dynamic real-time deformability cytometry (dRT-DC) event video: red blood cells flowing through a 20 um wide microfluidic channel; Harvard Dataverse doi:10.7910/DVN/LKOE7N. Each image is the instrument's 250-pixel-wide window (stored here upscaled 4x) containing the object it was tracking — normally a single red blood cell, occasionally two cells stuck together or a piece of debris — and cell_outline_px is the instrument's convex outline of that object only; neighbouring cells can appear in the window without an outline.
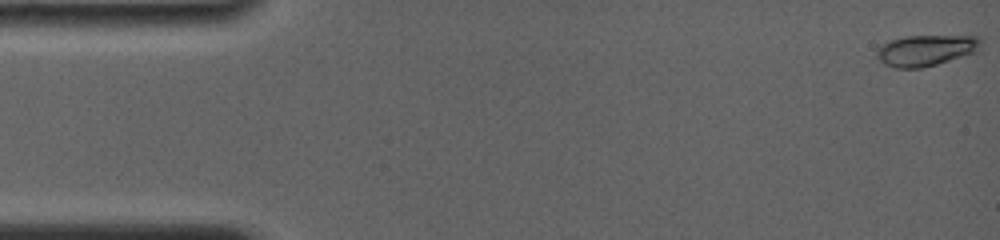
{"species": "common noctule bat (a hibernating species)", "species_latin": "Nyctalus noctula", "temperature_condition": "room temperature", "stored_images_in_passage": 40, "camera_frame_rate_fps": 4000, "um_per_image_px": 0.085, "animal": {"sex": "female", "body_mass_g": 19.0, "forearm_length_mm": 56.7}, "frame": {"image": 1, "passage_image": 1, "time_ms": 0.0, "image_size_px": [1000, 240], "cell_outline_px": [[980, 52], [936, 64], [920, 68], [896, 68], [884, 64], [876, 56], [876, 52], [880, 44], [888, 40], [904, 36], [976, 36], [980, 40]], "centroid_in_image_um": [78.69, 4.28], "position_along_channel_um": 6.3, "area_um2": 19.02}}
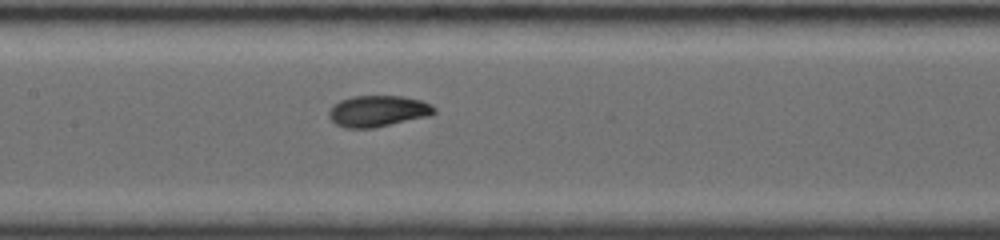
{"frame": {"image": 2, "passage_image": 18, "time_ms": 7.75, "image_size_px": [1000, 240], "cell_outline_px": [[436, 112], [428, 116], [372, 128], [344, 128], [336, 124], [328, 116], [328, 112], [332, 104], [340, 100], [352, 96], [400, 96], [420, 100], [432, 104], [436, 108]], "centroid_in_image_um": [32.09, 9.44], "position_along_channel_um": 175.3, "area_um2": 19.19}}
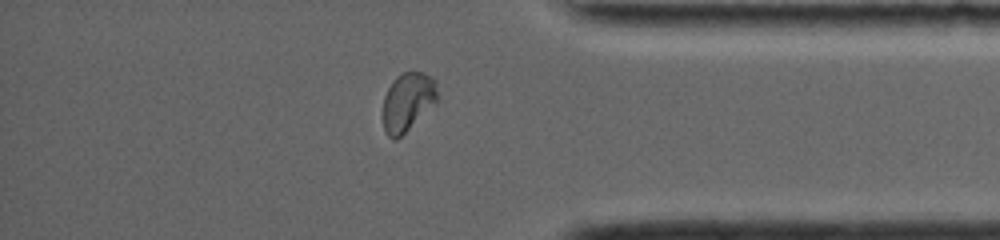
{"frame": {"image": 3, "passage_image": 34, "time_ms": 13.75, "image_size_px": [1000, 240], "cell_outline_px": [[436, 104], [396, 140], [392, 140], [384, 132], [384, 96], [392, 80], [396, 76], [404, 72], [424, 72], [436, 80]], "centroid_in_image_um": [34.65, 8.65], "position_along_channel_um": 400.5, "area_um2": 18.55}, "authors_computed_cell_mechanics": {"area_um2": 18.5538, "velocity_mm_per_s": 3.8544, "shape_relaxation_time_tau1_ms": 5.4586, "shape_relaxation_time_tau2_ms": null, "deformation_change_tau1": 0.1861, "deformation_change_tau2": null}}